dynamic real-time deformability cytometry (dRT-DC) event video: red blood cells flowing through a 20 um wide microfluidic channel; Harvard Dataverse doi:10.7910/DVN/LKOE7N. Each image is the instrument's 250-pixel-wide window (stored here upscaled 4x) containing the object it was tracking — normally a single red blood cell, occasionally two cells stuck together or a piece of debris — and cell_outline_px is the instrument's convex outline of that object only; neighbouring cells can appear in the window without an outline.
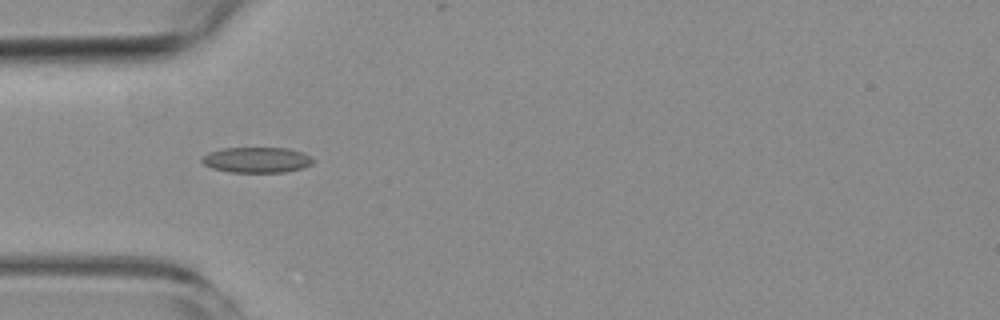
{"species": "common noctule bat (a hibernating species)", "species_latin": "Nyctalus noctula", "temperature_condition": "room temperature", "stored_images_in_passage": 6, "camera_frame_rate_fps": 3000, "um_per_image_px": 0.085, "animal": {"sex": "female", "body_mass_g": 19.3, "forearm_length_mm": 54.1}, "frame": {"image": 1, "passage_image": 5, "time_ms": 4.667, "image_size_px": [1000, 320], "cell_outline_px": [[316, 160], [312, 164], [304, 168], [284, 172], [228, 172], [212, 168], [204, 164], [200, 160], [208, 152], [220, 148], [288, 148], [312, 156]], "centroid_in_image_um": [21.84, 13.59], "position_along_channel_um": 63.2, "area_um2": 16.7}}
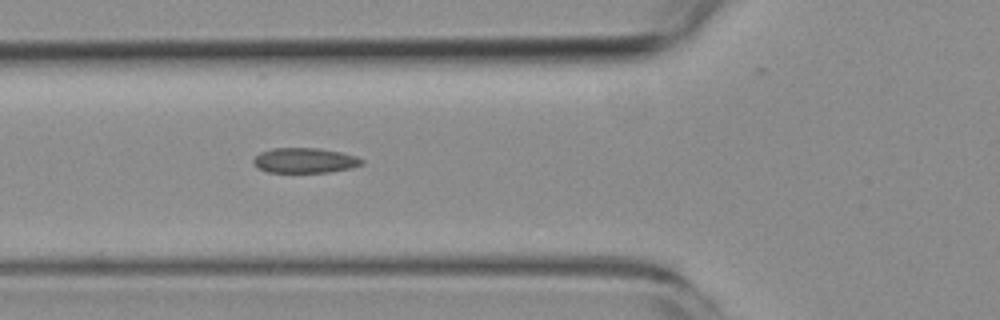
{"frame": {"image": 2, "passage_image": 6, "time_ms": 5.667, "image_size_px": [1000, 320], "cell_outline_px": [[364, 164], [352, 168], [328, 172], [268, 172], [256, 168], [252, 164], [252, 160], [260, 152], [272, 148], [316, 148], [340, 152], [356, 156], [364, 160]], "centroid_in_image_um": [25.88, 13.64], "position_along_channel_um": 99.9, "area_um2": 15.95}}